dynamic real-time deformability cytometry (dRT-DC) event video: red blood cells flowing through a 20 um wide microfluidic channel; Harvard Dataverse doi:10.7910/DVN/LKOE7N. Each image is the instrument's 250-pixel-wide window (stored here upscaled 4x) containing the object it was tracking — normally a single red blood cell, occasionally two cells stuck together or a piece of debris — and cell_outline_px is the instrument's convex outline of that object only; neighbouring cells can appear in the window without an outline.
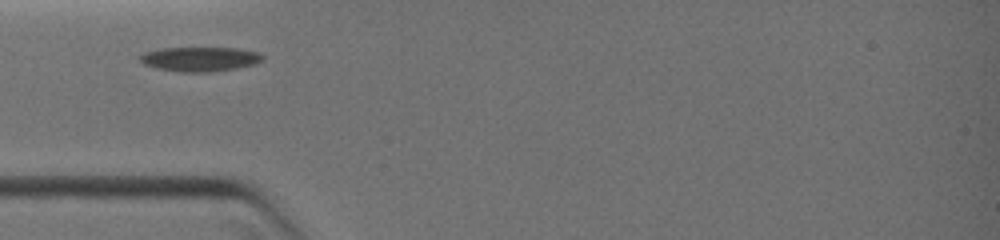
{"species": "common noctule bat (a hibernating species)", "species_latin": "Nyctalus noctula", "temperature_condition": "warm", "stored_images_in_passage": 24, "camera_frame_rate_fps": 3000, "um_per_image_px": 0.085, "animal": {"sex": "female", "body_mass_g": 19.0, "forearm_length_mm": 51.5}, "frame": {"image": 1, "passage_image": 1, "time_ms": 0.0, "image_size_px": [1000, 240], "cell_outline_px": [[264, 60], [252, 64], [236, 68], [208, 72], [184, 72], [156, 68], [144, 64], [136, 56], [144, 52], [160, 48], [236, 48], [260, 52], [264, 56]], "centroid_in_image_um": [16.97, 5.01], "position_along_channel_um": 68.0, "area_um2": 17.51}}
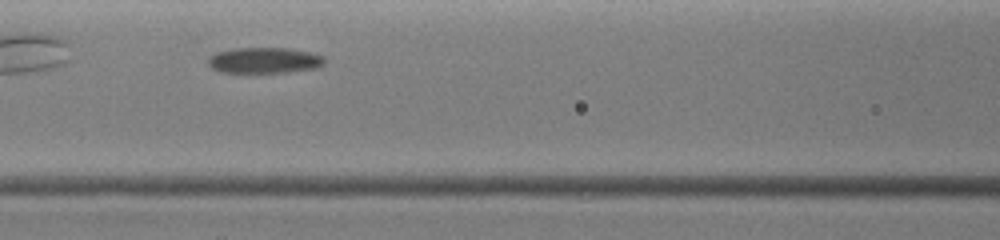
{"frame": {"image": 2, "passage_image": 7, "time_ms": 1.667, "image_size_px": [1000, 240], "cell_outline_px": [[324, 64], [320, 68], [288, 72], [220, 72], [212, 68], [208, 64], [208, 60], [216, 52], [236, 48], [288, 48], [312, 52], [324, 56]], "centroid_in_image_um": [22.53, 5.13], "position_along_channel_um": 144.1, "area_um2": 17.57}}
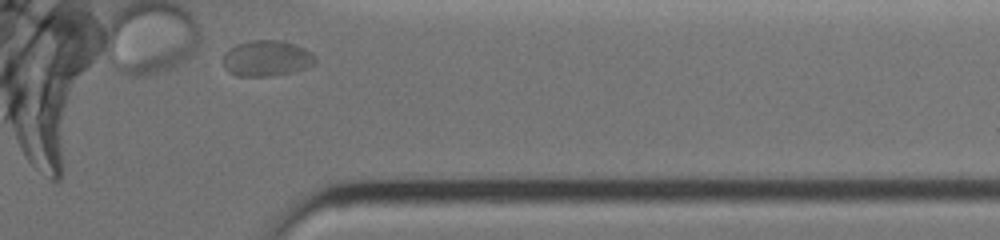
{"frame": {"image": 3, "passage_image": 24, "time_ms": 7.0, "image_size_px": [1000, 240], "cell_outline_px": [[316, 64], [292, 72], [272, 76], [236, 76], [228, 72], [224, 68], [224, 52], [228, 48], [236, 44], [252, 40], [280, 40], [304, 48], [316, 56]], "centroid_in_image_um": [22.64, 4.96], "position_along_channel_um": 388.8, "area_um2": 19.36}}